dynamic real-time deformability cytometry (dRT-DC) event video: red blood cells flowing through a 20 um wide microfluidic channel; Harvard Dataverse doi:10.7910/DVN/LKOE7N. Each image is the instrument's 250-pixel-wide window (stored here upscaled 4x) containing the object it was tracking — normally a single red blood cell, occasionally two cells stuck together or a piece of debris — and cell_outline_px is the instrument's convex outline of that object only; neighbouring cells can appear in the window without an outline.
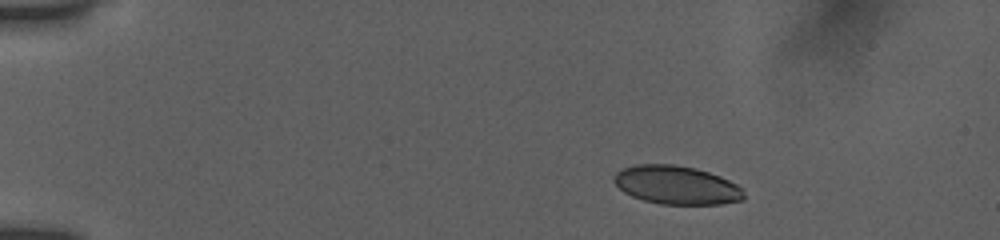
{"species": "human", "species_latin": "Homo sapiens", "temperature_condition": "room temperature", "stored_images_in_passage": 10, "camera_frame_rate_fps": 3000, "um_per_image_px": 0.085, "donor": {"sex": "female"}, "frame": {"image": 1, "passage_image": 1, "time_ms": 0.0, "image_size_px": [1000, 240], "cell_outline_px": [[744, 200], [720, 204], [660, 204], [644, 200], [632, 196], [624, 192], [612, 180], [616, 172], [624, 168], [636, 164], [676, 164], [696, 168], [720, 176], [736, 184], [744, 192]], "centroid_in_image_um": [57.5, 15.72], "position_along_channel_um": 27.5, "area_um2": 29.13}}
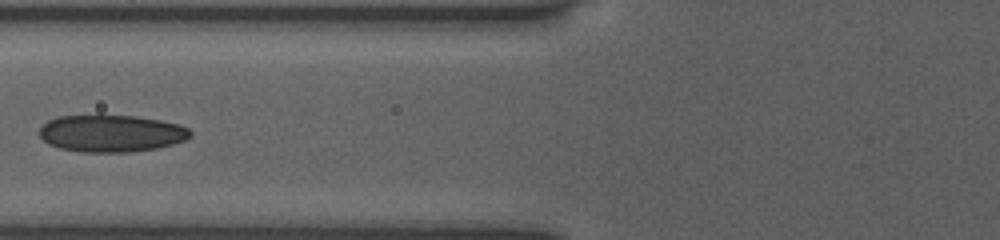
{"frame": {"image": 2, "passage_image": 7, "time_ms": 4.667, "image_size_px": [1000, 240], "cell_outline_px": [[192, 136], [184, 140], [172, 144], [156, 148], [128, 152], [80, 152], [60, 148], [48, 144], [40, 136], [40, 128], [48, 120], [60, 116], [96, 112], [136, 116], [160, 120], [180, 124], [188, 128], [192, 132]], "centroid_in_image_um": [9.44, 11.29], "position_along_channel_um": 116.4, "area_um2": 33.52}}
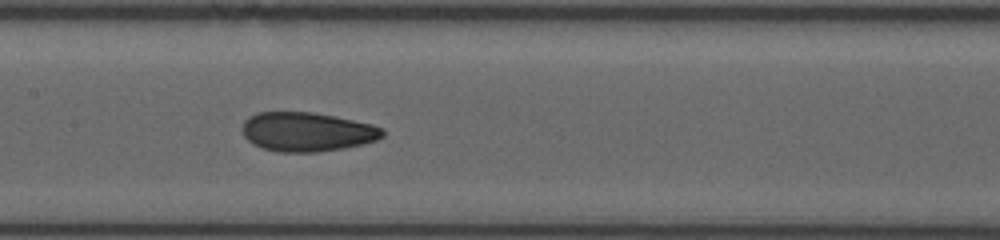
{"frame": {"image": 3, "passage_image": 9, "time_ms": 6.333, "image_size_px": [1000, 240], "cell_outline_px": [[384, 136], [376, 140], [364, 144], [316, 152], [280, 152], [260, 148], [252, 144], [244, 136], [244, 120], [260, 112], [312, 112], [372, 124], [384, 128]], "centroid_in_image_um": [26.11, 11.21], "position_along_channel_um": 181.3, "area_um2": 31.79}}